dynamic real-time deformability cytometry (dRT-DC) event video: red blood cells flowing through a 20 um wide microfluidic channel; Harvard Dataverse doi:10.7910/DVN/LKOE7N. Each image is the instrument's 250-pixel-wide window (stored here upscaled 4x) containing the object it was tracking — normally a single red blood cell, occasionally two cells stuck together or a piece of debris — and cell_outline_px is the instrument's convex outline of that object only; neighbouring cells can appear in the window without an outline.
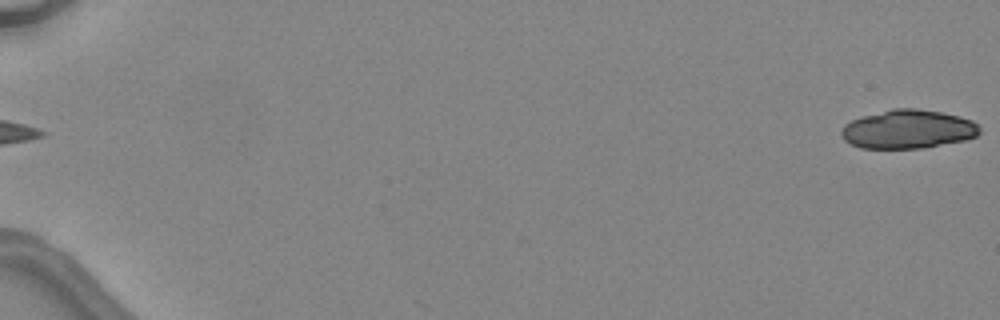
{"species": "common noctule bat (a hibernating species)", "species_latin": "Nyctalus noctula", "temperature_condition": "warm", "stored_images_in_passage": 6, "segment_of_instrument_passage": [2, 2], "camera_frame_rate_fps": 3000, "um_per_image_px": 0.085, "animal": {"sex": "female", "body_mass_g": 24.6, "forearm_length_mm": 56.2}, "frame": {"image": 1, "passage_image": 6, "time_ms": 6.0, "image_size_px": [1000, 320], "cell_outline_px": [[980, 132], [976, 136], [964, 140], [924, 148], [860, 148], [844, 140], [840, 136], [840, 132], [844, 124], [852, 120], [864, 116], [892, 108], [916, 108], [940, 112], [960, 116], [972, 120], [980, 128]], "centroid_in_image_um": [77.17, 10.98], "position_along_channel_um": 7.8, "area_um2": 31.21}}